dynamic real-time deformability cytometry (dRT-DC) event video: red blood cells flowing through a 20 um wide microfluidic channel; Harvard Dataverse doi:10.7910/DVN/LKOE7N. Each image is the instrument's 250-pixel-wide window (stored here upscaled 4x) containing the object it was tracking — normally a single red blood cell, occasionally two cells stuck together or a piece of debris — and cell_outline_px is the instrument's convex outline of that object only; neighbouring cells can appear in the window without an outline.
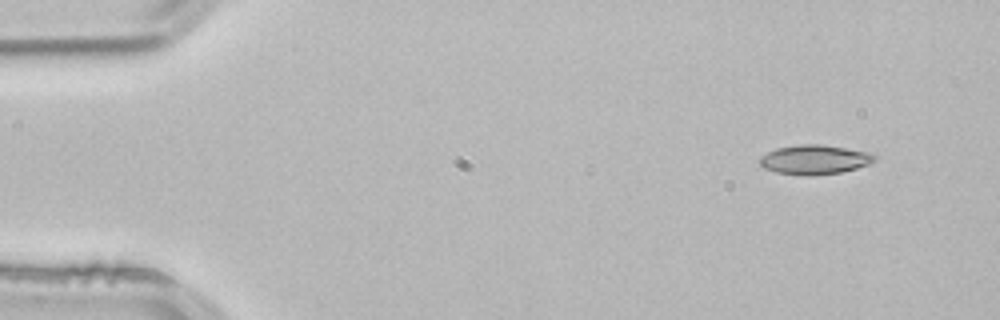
{"species": "common noctule bat (a hibernating species)", "species_latin": "Nyctalus noctula", "temperature_condition": "room temperature", "stored_images_in_passage": 11, "camera_frame_rate_fps": 3000, "um_per_image_px": 0.085, "animal": {"sex": "male", "body_mass_g": 21.5, "forearm_length_mm": 52.0}, "frame": {"image": 1, "passage_image": 1, "time_ms": 0.0, "image_size_px": [1000, 320], "cell_outline_px": [[876, 160], [868, 164], [856, 168], [840, 172], [808, 176], [776, 172], [764, 168], [760, 164], [760, 156], [776, 148], [800, 144], [824, 144], [872, 152], [876, 156]], "centroid_in_image_um": [69.26, 13.55], "position_along_channel_um": 15.7, "area_um2": 19.77}}